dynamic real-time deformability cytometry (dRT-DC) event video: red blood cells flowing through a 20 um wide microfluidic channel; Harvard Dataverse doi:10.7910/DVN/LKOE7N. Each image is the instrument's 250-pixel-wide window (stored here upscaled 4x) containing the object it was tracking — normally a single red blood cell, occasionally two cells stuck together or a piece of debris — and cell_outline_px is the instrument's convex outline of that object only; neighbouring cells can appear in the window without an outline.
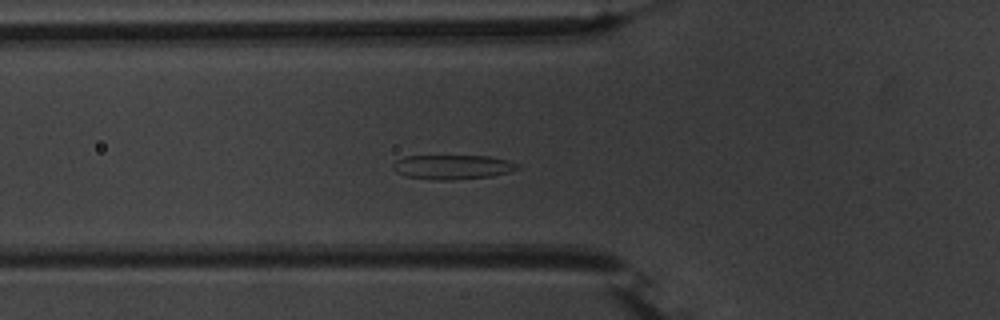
{"species": "common noctule bat (a hibernating species)", "species_latin": "Nyctalus noctula", "temperature_condition": "warm", "stored_images_in_passage": 38, "segment_of_instrument_passage": [1, 2], "camera_frame_rate_fps": 3000, "um_per_image_px": 0.085, "animal": {"sex": "male", "body_mass_g": 20.1, "forearm_length_mm": 53.5}, "frame": {"image": 1, "passage_image": 2, "time_ms": 0.333, "image_size_px": [1000, 320], "cell_outline_px": [[520, 168], [512, 172], [492, 176], [452, 180], [436, 180], [404, 176], [396, 172], [392, 168], [392, 164], [396, 160], [408, 156], [488, 156], [508, 160], [520, 164]], "centroid_in_image_um": [38.5, 14.2], "position_along_channel_um": 87.3, "area_um2": 17.92}}
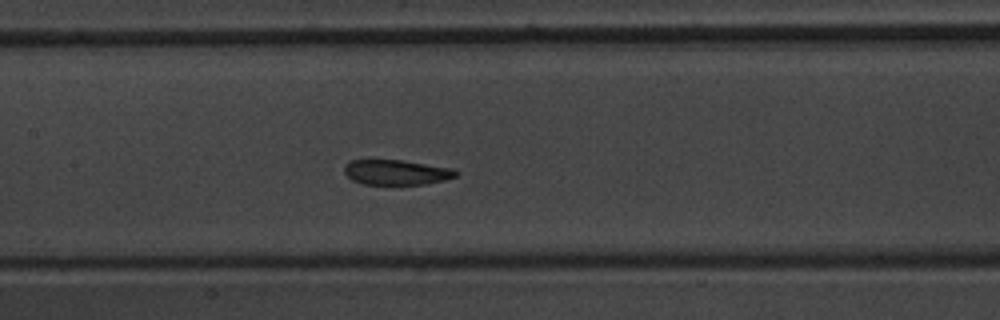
{"frame": {"image": 2, "passage_image": 9, "time_ms": 2.667, "image_size_px": [1000, 320], "cell_outline_px": [[460, 172], [456, 176], [444, 180], [424, 184], [364, 184], [352, 180], [344, 172], [344, 164], [352, 160], [404, 160], [456, 168]], "centroid_in_image_um": [33.74, 14.63], "position_along_channel_um": 173.7, "area_um2": 16.47}}
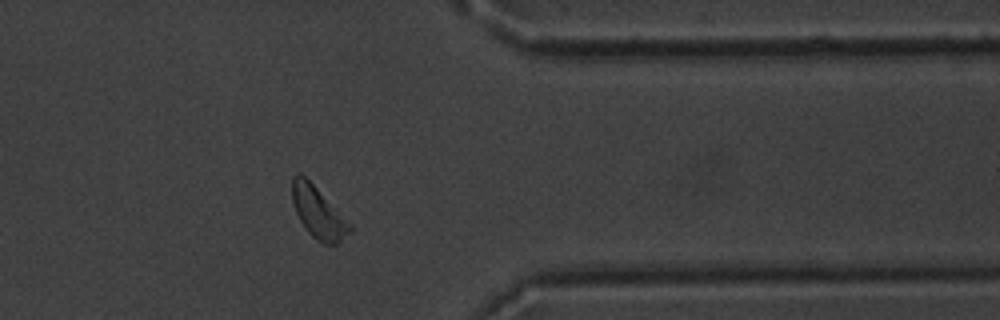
{"frame": {"image": 3, "passage_image": 27, "time_ms": 8.667, "image_size_px": [1000, 320], "cell_outline_px": [[352, 232], [336, 244], [324, 244], [316, 240], [308, 232], [300, 220], [296, 212], [292, 200], [292, 176], [304, 176], [352, 224]], "centroid_in_image_um": [27.08, 18.12], "position_along_channel_um": 384.3, "area_um2": 16.94}}